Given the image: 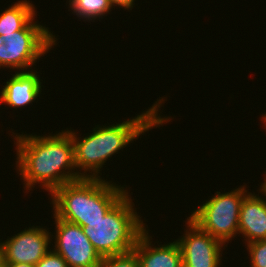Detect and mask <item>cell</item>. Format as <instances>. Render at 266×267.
<instances>
[{
    "mask_svg": "<svg viewBox=\"0 0 266 267\" xmlns=\"http://www.w3.org/2000/svg\"><path fill=\"white\" fill-rule=\"evenodd\" d=\"M261 121H263L264 122V126H266V113H265V115H262V120Z\"/></svg>",
    "mask_w": 266,
    "mask_h": 267,
    "instance_id": "7402d4cb",
    "label": "cell"
},
{
    "mask_svg": "<svg viewBox=\"0 0 266 267\" xmlns=\"http://www.w3.org/2000/svg\"><path fill=\"white\" fill-rule=\"evenodd\" d=\"M35 5L28 0L15 2L0 13V35L21 30L36 14Z\"/></svg>",
    "mask_w": 266,
    "mask_h": 267,
    "instance_id": "4fadbf2b",
    "label": "cell"
},
{
    "mask_svg": "<svg viewBox=\"0 0 266 267\" xmlns=\"http://www.w3.org/2000/svg\"><path fill=\"white\" fill-rule=\"evenodd\" d=\"M164 101H167L164 97L157 99L148 110L122 123L103 127L97 125L93 129V133H89L83 139H80L79 135L77 137L75 131L67 128L66 131L73 140L74 161L79 174L83 178H100L99 174L103 165H106V161L115 153L118 154L121 149L133 143L134 139L137 140L141 134L144 135L148 130L154 127L159 128L170 122L171 117H161L158 114Z\"/></svg>",
    "mask_w": 266,
    "mask_h": 267,
    "instance_id": "7a4b0ae2",
    "label": "cell"
},
{
    "mask_svg": "<svg viewBox=\"0 0 266 267\" xmlns=\"http://www.w3.org/2000/svg\"><path fill=\"white\" fill-rule=\"evenodd\" d=\"M2 267H35V265L22 263H2Z\"/></svg>",
    "mask_w": 266,
    "mask_h": 267,
    "instance_id": "d6986e66",
    "label": "cell"
},
{
    "mask_svg": "<svg viewBox=\"0 0 266 267\" xmlns=\"http://www.w3.org/2000/svg\"><path fill=\"white\" fill-rule=\"evenodd\" d=\"M68 3L73 14L88 22L92 20L94 22L98 18L99 20L102 19L103 16L110 14L109 12L113 9L109 0H69Z\"/></svg>",
    "mask_w": 266,
    "mask_h": 267,
    "instance_id": "5bb4252c",
    "label": "cell"
},
{
    "mask_svg": "<svg viewBox=\"0 0 266 267\" xmlns=\"http://www.w3.org/2000/svg\"><path fill=\"white\" fill-rule=\"evenodd\" d=\"M186 221L187 230L176 240L181 250L183 267H220L225 244L202 231L189 218Z\"/></svg>",
    "mask_w": 266,
    "mask_h": 267,
    "instance_id": "ba28073f",
    "label": "cell"
},
{
    "mask_svg": "<svg viewBox=\"0 0 266 267\" xmlns=\"http://www.w3.org/2000/svg\"><path fill=\"white\" fill-rule=\"evenodd\" d=\"M151 240L149 230L146 229L133 248L139 267H183L181 250L176 240L157 247H152Z\"/></svg>",
    "mask_w": 266,
    "mask_h": 267,
    "instance_id": "8fae6325",
    "label": "cell"
},
{
    "mask_svg": "<svg viewBox=\"0 0 266 267\" xmlns=\"http://www.w3.org/2000/svg\"><path fill=\"white\" fill-rule=\"evenodd\" d=\"M11 136L16 141L15 165L25 190L40 183L51 195L60 186L83 178L75 170L73 140L66 130L45 136L12 132Z\"/></svg>",
    "mask_w": 266,
    "mask_h": 267,
    "instance_id": "6da1fadb",
    "label": "cell"
},
{
    "mask_svg": "<svg viewBox=\"0 0 266 267\" xmlns=\"http://www.w3.org/2000/svg\"><path fill=\"white\" fill-rule=\"evenodd\" d=\"M120 186L102 177L66 183L51 194L54 214L67 222L87 226L89 221L104 218L128 192L127 187Z\"/></svg>",
    "mask_w": 266,
    "mask_h": 267,
    "instance_id": "3957f363",
    "label": "cell"
},
{
    "mask_svg": "<svg viewBox=\"0 0 266 267\" xmlns=\"http://www.w3.org/2000/svg\"><path fill=\"white\" fill-rule=\"evenodd\" d=\"M35 267H68L62 256L51 250L35 265Z\"/></svg>",
    "mask_w": 266,
    "mask_h": 267,
    "instance_id": "e0dca14e",
    "label": "cell"
},
{
    "mask_svg": "<svg viewBox=\"0 0 266 267\" xmlns=\"http://www.w3.org/2000/svg\"><path fill=\"white\" fill-rule=\"evenodd\" d=\"M250 267H266V239L247 243Z\"/></svg>",
    "mask_w": 266,
    "mask_h": 267,
    "instance_id": "2e32d148",
    "label": "cell"
},
{
    "mask_svg": "<svg viewBox=\"0 0 266 267\" xmlns=\"http://www.w3.org/2000/svg\"><path fill=\"white\" fill-rule=\"evenodd\" d=\"M245 188L244 185L230 192L216 191L215 196L196 208L188 218L202 231L228 245L239 234L240 208L249 193Z\"/></svg>",
    "mask_w": 266,
    "mask_h": 267,
    "instance_id": "8992f818",
    "label": "cell"
},
{
    "mask_svg": "<svg viewBox=\"0 0 266 267\" xmlns=\"http://www.w3.org/2000/svg\"><path fill=\"white\" fill-rule=\"evenodd\" d=\"M34 20L35 16L21 30L0 35V68L14 69L15 72L32 71V65L57 45L56 35Z\"/></svg>",
    "mask_w": 266,
    "mask_h": 267,
    "instance_id": "5b68a950",
    "label": "cell"
},
{
    "mask_svg": "<svg viewBox=\"0 0 266 267\" xmlns=\"http://www.w3.org/2000/svg\"><path fill=\"white\" fill-rule=\"evenodd\" d=\"M3 257H2V245L0 241V267H2Z\"/></svg>",
    "mask_w": 266,
    "mask_h": 267,
    "instance_id": "44dd1931",
    "label": "cell"
},
{
    "mask_svg": "<svg viewBox=\"0 0 266 267\" xmlns=\"http://www.w3.org/2000/svg\"><path fill=\"white\" fill-rule=\"evenodd\" d=\"M100 267H139L134 250L126 253L104 257Z\"/></svg>",
    "mask_w": 266,
    "mask_h": 267,
    "instance_id": "9a60e30c",
    "label": "cell"
},
{
    "mask_svg": "<svg viewBox=\"0 0 266 267\" xmlns=\"http://www.w3.org/2000/svg\"><path fill=\"white\" fill-rule=\"evenodd\" d=\"M129 194L127 192L104 218L89 221L82 227L102 258L133 250L139 236L148 228L137 214V208L134 209Z\"/></svg>",
    "mask_w": 266,
    "mask_h": 267,
    "instance_id": "277c9868",
    "label": "cell"
},
{
    "mask_svg": "<svg viewBox=\"0 0 266 267\" xmlns=\"http://www.w3.org/2000/svg\"><path fill=\"white\" fill-rule=\"evenodd\" d=\"M240 233L245 244L266 239V198L250 192L244 197L239 214V236Z\"/></svg>",
    "mask_w": 266,
    "mask_h": 267,
    "instance_id": "7c38bea8",
    "label": "cell"
},
{
    "mask_svg": "<svg viewBox=\"0 0 266 267\" xmlns=\"http://www.w3.org/2000/svg\"><path fill=\"white\" fill-rule=\"evenodd\" d=\"M265 178H264V183H262L261 185H260V189H259V191L264 195V196H266V173H265ZM266 198V197H265Z\"/></svg>",
    "mask_w": 266,
    "mask_h": 267,
    "instance_id": "ffe728a7",
    "label": "cell"
},
{
    "mask_svg": "<svg viewBox=\"0 0 266 267\" xmlns=\"http://www.w3.org/2000/svg\"><path fill=\"white\" fill-rule=\"evenodd\" d=\"M48 228L32 226L1 242L2 263L36 265L51 249L52 233Z\"/></svg>",
    "mask_w": 266,
    "mask_h": 267,
    "instance_id": "9c48e42d",
    "label": "cell"
},
{
    "mask_svg": "<svg viewBox=\"0 0 266 267\" xmlns=\"http://www.w3.org/2000/svg\"><path fill=\"white\" fill-rule=\"evenodd\" d=\"M55 219V245L53 250L60 254L67 262L68 267H100L102 257L85 235L80 225L59 219L54 213Z\"/></svg>",
    "mask_w": 266,
    "mask_h": 267,
    "instance_id": "52a82bcc",
    "label": "cell"
},
{
    "mask_svg": "<svg viewBox=\"0 0 266 267\" xmlns=\"http://www.w3.org/2000/svg\"><path fill=\"white\" fill-rule=\"evenodd\" d=\"M135 0H109V3L112 8L115 6H119V8H124L125 10L127 9L129 11L132 10L135 5ZM114 6V7H113Z\"/></svg>",
    "mask_w": 266,
    "mask_h": 267,
    "instance_id": "ac0fdd59",
    "label": "cell"
},
{
    "mask_svg": "<svg viewBox=\"0 0 266 267\" xmlns=\"http://www.w3.org/2000/svg\"><path fill=\"white\" fill-rule=\"evenodd\" d=\"M38 72H15L6 82L0 92V104L12 108H22L30 105L42 94V82Z\"/></svg>",
    "mask_w": 266,
    "mask_h": 267,
    "instance_id": "30bf717a",
    "label": "cell"
}]
</instances>
